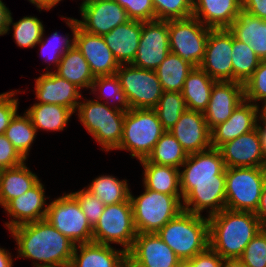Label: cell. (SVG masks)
I'll return each instance as SVG.
<instances>
[{
    "mask_svg": "<svg viewBox=\"0 0 266 267\" xmlns=\"http://www.w3.org/2000/svg\"><path fill=\"white\" fill-rule=\"evenodd\" d=\"M122 267H145L136 260H134L128 253L125 254Z\"/></svg>",
    "mask_w": 266,
    "mask_h": 267,
    "instance_id": "cell-57",
    "label": "cell"
},
{
    "mask_svg": "<svg viewBox=\"0 0 266 267\" xmlns=\"http://www.w3.org/2000/svg\"><path fill=\"white\" fill-rule=\"evenodd\" d=\"M91 92L92 94H95L94 96L97 94V98L95 99L96 101L102 102L103 100V103H110V106L116 107L125 112L130 110L125 93L120 86V82L116 74L95 77L91 87ZM110 99L112 101L109 102Z\"/></svg>",
    "mask_w": 266,
    "mask_h": 267,
    "instance_id": "cell-39",
    "label": "cell"
},
{
    "mask_svg": "<svg viewBox=\"0 0 266 267\" xmlns=\"http://www.w3.org/2000/svg\"><path fill=\"white\" fill-rule=\"evenodd\" d=\"M215 82L200 67L193 68L187 75L182 90L187 108L204 113L208 107L212 86Z\"/></svg>",
    "mask_w": 266,
    "mask_h": 267,
    "instance_id": "cell-31",
    "label": "cell"
},
{
    "mask_svg": "<svg viewBox=\"0 0 266 267\" xmlns=\"http://www.w3.org/2000/svg\"><path fill=\"white\" fill-rule=\"evenodd\" d=\"M168 20L142 21L136 56L131 65L155 70L170 53Z\"/></svg>",
    "mask_w": 266,
    "mask_h": 267,
    "instance_id": "cell-13",
    "label": "cell"
},
{
    "mask_svg": "<svg viewBox=\"0 0 266 267\" xmlns=\"http://www.w3.org/2000/svg\"><path fill=\"white\" fill-rule=\"evenodd\" d=\"M52 267H73L71 263L65 264V265H59V266H52Z\"/></svg>",
    "mask_w": 266,
    "mask_h": 267,
    "instance_id": "cell-61",
    "label": "cell"
},
{
    "mask_svg": "<svg viewBox=\"0 0 266 267\" xmlns=\"http://www.w3.org/2000/svg\"><path fill=\"white\" fill-rule=\"evenodd\" d=\"M127 253L145 267H178L182 262L157 233H138Z\"/></svg>",
    "mask_w": 266,
    "mask_h": 267,
    "instance_id": "cell-23",
    "label": "cell"
},
{
    "mask_svg": "<svg viewBox=\"0 0 266 267\" xmlns=\"http://www.w3.org/2000/svg\"><path fill=\"white\" fill-rule=\"evenodd\" d=\"M257 120L258 106L244 100L233 110L228 120L211 129V147L219 148L222 144L254 130Z\"/></svg>",
    "mask_w": 266,
    "mask_h": 267,
    "instance_id": "cell-24",
    "label": "cell"
},
{
    "mask_svg": "<svg viewBox=\"0 0 266 267\" xmlns=\"http://www.w3.org/2000/svg\"><path fill=\"white\" fill-rule=\"evenodd\" d=\"M70 194L77 200L88 222L94 227L103 213L105 204L86 187Z\"/></svg>",
    "mask_w": 266,
    "mask_h": 267,
    "instance_id": "cell-46",
    "label": "cell"
},
{
    "mask_svg": "<svg viewBox=\"0 0 266 267\" xmlns=\"http://www.w3.org/2000/svg\"><path fill=\"white\" fill-rule=\"evenodd\" d=\"M210 30L194 17L168 20L170 52L180 56L193 68L199 67Z\"/></svg>",
    "mask_w": 266,
    "mask_h": 267,
    "instance_id": "cell-11",
    "label": "cell"
},
{
    "mask_svg": "<svg viewBox=\"0 0 266 267\" xmlns=\"http://www.w3.org/2000/svg\"><path fill=\"white\" fill-rule=\"evenodd\" d=\"M242 11V0H193V17L211 29H228Z\"/></svg>",
    "mask_w": 266,
    "mask_h": 267,
    "instance_id": "cell-25",
    "label": "cell"
},
{
    "mask_svg": "<svg viewBox=\"0 0 266 267\" xmlns=\"http://www.w3.org/2000/svg\"><path fill=\"white\" fill-rule=\"evenodd\" d=\"M164 133L154 109H130L125 113L121 143L116 150H126L131 158L144 160Z\"/></svg>",
    "mask_w": 266,
    "mask_h": 267,
    "instance_id": "cell-5",
    "label": "cell"
},
{
    "mask_svg": "<svg viewBox=\"0 0 266 267\" xmlns=\"http://www.w3.org/2000/svg\"><path fill=\"white\" fill-rule=\"evenodd\" d=\"M130 109H154L163 90L155 70L121 64L116 71Z\"/></svg>",
    "mask_w": 266,
    "mask_h": 267,
    "instance_id": "cell-10",
    "label": "cell"
},
{
    "mask_svg": "<svg viewBox=\"0 0 266 267\" xmlns=\"http://www.w3.org/2000/svg\"><path fill=\"white\" fill-rule=\"evenodd\" d=\"M259 57L247 43L237 40L233 35L232 66L233 81L245 83L260 63Z\"/></svg>",
    "mask_w": 266,
    "mask_h": 267,
    "instance_id": "cell-40",
    "label": "cell"
},
{
    "mask_svg": "<svg viewBox=\"0 0 266 267\" xmlns=\"http://www.w3.org/2000/svg\"><path fill=\"white\" fill-rule=\"evenodd\" d=\"M61 1L62 0H28V2L32 3L35 7H37L39 12L42 10H51Z\"/></svg>",
    "mask_w": 266,
    "mask_h": 267,
    "instance_id": "cell-54",
    "label": "cell"
},
{
    "mask_svg": "<svg viewBox=\"0 0 266 267\" xmlns=\"http://www.w3.org/2000/svg\"><path fill=\"white\" fill-rule=\"evenodd\" d=\"M45 219L75 245L92 242L93 227L70 193L64 192L48 204Z\"/></svg>",
    "mask_w": 266,
    "mask_h": 267,
    "instance_id": "cell-9",
    "label": "cell"
},
{
    "mask_svg": "<svg viewBox=\"0 0 266 267\" xmlns=\"http://www.w3.org/2000/svg\"><path fill=\"white\" fill-rule=\"evenodd\" d=\"M6 248L0 247V267H13V255Z\"/></svg>",
    "mask_w": 266,
    "mask_h": 267,
    "instance_id": "cell-55",
    "label": "cell"
},
{
    "mask_svg": "<svg viewBox=\"0 0 266 267\" xmlns=\"http://www.w3.org/2000/svg\"><path fill=\"white\" fill-rule=\"evenodd\" d=\"M225 169L220 150L211 147L208 150L188 155L179 169L180 183L225 181Z\"/></svg>",
    "mask_w": 266,
    "mask_h": 267,
    "instance_id": "cell-17",
    "label": "cell"
},
{
    "mask_svg": "<svg viewBox=\"0 0 266 267\" xmlns=\"http://www.w3.org/2000/svg\"><path fill=\"white\" fill-rule=\"evenodd\" d=\"M17 257L33 262L34 267H52L71 263L75 244L46 219L10 229Z\"/></svg>",
    "mask_w": 266,
    "mask_h": 267,
    "instance_id": "cell-1",
    "label": "cell"
},
{
    "mask_svg": "<svg viewBox=\"0 0 266 267\" xmlns=\"http://www.w3.org/2000/svg\"><path fill=\"white\" fill-rule=\"evenodd\" d=\"M137 234L129 198L125 202L105 205L101 217L93 227L92 242L106 245L118 244L127 253Z\"/></svg>",
    "mask_w": 266,
    "mask_h": 267,
    "instance_id": "cell-8",
    "label": "cell"
},
{
    "mask_svg": "<svg viewBox=\"0 0 266 267\" xmlns=\"http://www.w3.org/2000/svg\"><path fill=\"white\" fill-rule=\"evenodd\" d=\"M143 172V187L169 195H182L179 169L155 163H140Z\"/></svg>",
    "mask_w": 266,
    "mask_h": 267,
    "instance_id": "cell-32",
    "label": "cell"
},
{
    "mask_svg": "<svg viewBox=\"0 0 266 267\" xmlns=\"http://www.w3.org/2000/svg\"><path fill=\"white\" fill-rule=\"evenodd\" d=\"M225 167H266V154L257 128L219 148Z\"/></svg>",
    "mask_w": 266,
    "mask_h": 267,
    "instance_id": "cell-16",
    "label": "cell"
},
{
    "mask_svg": "<svg viewBox=\"0 0 266 267\" xmlns=\"http://www.w3.org/2000/svg\"><path fill=\"white\" fill-rule=\"evenodd\" d=\"M183 210L208 217L225 209V181L206 183H180Z\"/></svg>",
    "mask_w": 266,
    "mask_h": 267,
    "instance_id": "cell-15",
    "label": "cell"
},
{
    "mask_svg": "<svg viewBox=\"0 0 266 267\" xmlns=\"http://www.w3.org/2000/svg\"><path fill=\"white\" fill-rule=\"evenodd\" d=\"M142 31V21L129 20L103 35L106 45L121 64H131L136 56Z\"/></svg>",
    "mask_w": 266,
    "mask_h": 267,
    "instance_id": "cell-26",
    "label": "cell"
},
{
    "mask_svg": "<svg viewBox=\"0 0 266 267\" xmlns=\"http://www.w3.org/2000/svg\"><path fill=\"white\" fill-rule=\"evenodd\" d=\"M228 30L251 47L260 60H266V20L241 11Z\"/></svg>",
    "mask_w": 266,
    "mask_h": 267,
    "instance_id": "cell-28",
    "label": "cell"
},
{
    "mask_svg": "<svg viewBox=\"0 0 266 267\" xmlns=\"http://www.w3.org/2000/svg\"><path fill=\"white\" fill-rule=\"evenodd\" d=\"M27 163L13 168L2 169L0 173V206L4 208L12 199L34 187L39 177L33 173Z\"/></svg>",
    "mask_w": 266,
    "mask_h": 267,
    "instance_id": "cell-29",
    "label": "cell"
},
{
    "mask_svg": "<svg viewBox=\"0 0 266 267\" xmlns=\"http://www.w3.org/2000/svg\"><path fill=\"white\" fill-rule=\"evenodd\" d=\"M126 179L119 180L116 176L101 175L93 179L86 187L105 205L118 204L130 198V186Z\"/></svg>",
    "mask_w": 266,
    "mask_h": 267,
    "instance_id": "cell-37",
    "label": "cell"
},
{
    "mask_svg": "<svg viewBox=\"0 0 266 267\" xmlns=\"http://www.w3.org/2000/svg\"><path fill=\"white\" fill-rule=\"evenodd\" d=\"M209 247L223 259L240 258L247 244L264 227L253 212L223 209L208 217Z\"/></svg>",
    "mask_w": 266,
    "mask_h": 267,
    "instance_id": "cell-2",
    "label": "cell"
},
{
    "mask_svg": "<svg viewBox=\"0 0 266 267\" xmlns=\"http://www.w3.org/2000/svg\"><path fill=\"white\" fill-rule=\"evenodd\" d=\"M169 132L188 155L211 148V130L203 112L187 109Z\"/></svg>",
    "mask_w": 266,
    "mask_h": 267,
    "instance_id": "cell-21",
    "label": "cell"
},
{
    "mask_svg": "<svg viewBox=\"0 0 266 267\" xmlns=\"http://www.w3.org/2000/svg\"><path fill=\"white\" fill-rule=\"evenodd\" d=\"M135 228L138 233H157L167 222L183 211L182 195H169L144 187L139 196L132 195Z\"/></svg>",
    "mask_w": 266,
    "mask_h": 267,
    "instance_id": "cell-6",
    "label": "cell"
},
{
    "mask_svg": "<svg viewBox=\"0 0 266 267\" xmlns=\"http://www.w3.org/2000/svg\"><path fill=\"white\" fill-rule=\"evenodd\" d=\"M258 119L261 123H266V100L262 103V106H258Z\"/></svg>",
    "mask_w": 266,
    "mask_h": 267,
    "instance_id": "cell-59",
    "label": "cell"
},
{
    "mask_svg": "<svg viewBox=\"0 0 266 267\" xmlns=\"http://www.w3.org/2000/svg\"><path fill=\"white\" fill-rule=\"evenodd\" d=\"M187 109L182 92L169 91H163L154 108L165 131H170Z\"/></svg>",
    "mask_w": 266,
    "mask_h": 267,
    "instance_id": "cell-42",
    "label": "cell"
},
{
    "mask_svg": "<svg viewBox=\"0 0 266 267\" xmlns=\"http://www.w3.org/2000/svg\"><path fill=\"white\" fill-rule=\"evenodd\" d=\"M26 161L10 140L4 134L0 135V168H13Z\"/></svg>",
    "mask_w": 266,
    "mask_h": 267,
    "instance_id": "cell-49",
    "label": "cell"
},
{
    "mask_svg": "<svg viewBox=\"0 0 266 267\" xmlns=\"http://www.w3.org/2000/svg\"><path fill=\"white\" fill-rule=\"evenodd\" d=\"M246 267H266V228L265 226L247 244L239 258Z\"/></svg>",
    "mask_w": 266,
    "mask_h": 267,
    "instance_id": "cell-45",
    "label": "cell"
},
{
    "mask_svg": "<svg viewBox=\"0 0 266 267\" xmlns=\"http://www.w3.org/2000/svg\"><path fill=\"white\" fill-rule=\"evenodd\" d=\"M75 46L88 62L94 77L115 75L120 67L103 36L89 34L78 27Z\"/></svg>",
    "mask_w": 266,
    "mask_h": 267,
    "instance_id": "cell-22",
    "label": "cell"
},
{
    "mask_svg": "<svg viewBox=\"0 0 266 267\" xmlns=\"http://www.w3.org/2000/svg\"><path fill=\"white\" fill-rule=\"evenodd\" d=\"M157 234L182 261H187L209 247L208 216L183 210Z\"/></svg>",
    "mask_w": 266,
    "mask_h": 267,
    "instance_id": "cell-3",
    "label": "cell"
},
{
    "mask_svg": "<svg viewBox=\"0 0 266 267\" xmlns=\"http://www.w3.org/2000/svg\"><path fill=\"white\" fill-rule=\"evenodd\" d=\"M10 17L11 11L6 7V4L0 0V36L7 34Z\"/></svg>",
    "mask_w": 266,
    "mask_h": 267,
    "instance_id": "cell-52",
    "label": "cell"
},
{
    "mask_svg": "<svg viewBox=\"0 0 266 267\" xmlns=\"http://www.w3.org/2000/svg\"><path fill=\"white\" fill-rule=\"evenodd\" d=\"M233 34L228 29H211L199 67L215 81H233Z\"/></svg>",
    "mask_w": 266,
    "mask_h": 267,
    "instance_id": "cell-14",
    "label": "cell"
},
{
    "mask_svg": "<svg viewBox=\"0 0 266 267\" xmlns=\"http://www.w3.org/2000/svg\"><path fill=\"white\" fill-rule=\"evenodd\" d=\"M61 18L65 21L66 25L71 29L72 31V38H70L69 33L64 35H60L57 31H55L53 34L50 35V37H45V29L43 32V36L38 43L40 45V52L41 54L39 56H43V59L45 58L44 62L47 63V66L45 68V73L50 72L51 65H55L54 68L56 69L62 55L70 48H72L75 45V35L78 28V22L77 19L74 17H64L61 16ZM47 70V71H46Z\"/></svg>",
    "mask_w": 266,
    "mask_h": 267,
    "instance_id": "cell-34",
    "label": "cell"
},
{
    "mask_svg": "<svg viewBox=\"0 0 266 267\" xmlns=\"http://www.w3.org/2000/svg\"><path fill=\"white\" fill-rule=\"evenodd\" d=\"M78 27L93 35L103 36L129 20L127 11L115 0H83Z\"/></svg>",
    "mask_w": 266,
    "mask_h": 267,
    "instance_id": "cell-12",
    "label": "cell"
},
{
    "mask_svg": "<svg viewBox=\"0 0 266 267\" xmlns=\"http://www.w3.org/2000/svg\"><path fill=\"white\" fill-rule=\"evenodd\" d=\"M125 254L122 248L116 250L111 245L95 242L77 244L71 264L73 267H122Z\"/></svg>",
    "mask_w": 266,
    "mask_h": 267,
    "instance_id": "cell-27",
    "label": "cell"
},
{
    "mask_svg": "<svg viewBox=\"0 0 266 267\" xmlns=\"http://www.w3.org/2000/svg\"><path fill=\"white\" fill-rule=\"evenodd\" d=\"M53 72L82 90L85 88L91 90L95 79L88 62L75 45L62 55L56 70Z\"/></svg>",
    "mask_w": 266,
    "mask_h": 267,
    "instance_id": "cell-30",
    "label": "cell"
},
{
    "mask_svg": "<svg viewBox=\"0 0 266 267\" xmlns=\"http://www.w3.org/2000/svg\"><path fill=\"white\" fill-rule=\"evenodd\" d=\"M75 113L102 151L108 153L119 147L125 111L95 99H84L79 102Z\"/></svg>",
    "mask_w": 266,
    "mask_h": 267,
    "instance_id": "cell-4",
    "label": "cell"
},
{
    "mask_svg": "<svg viewBox=\"0 0 266 267\" xmlns=\"http://www.w3.org/2000/svg\"><path fill=\"white\" fill-rule=\"evenodd\" d=\"M244 100L243 83L238 81H216L212 86L208 107L204 111L208 128L211 130L217 124L228 120L233 110Z\"/></svg>",
    "mask_w": 266,
    "mask_h": 267,
    "instance_id": "cell-20",
    "label": "cell"
},
{
    "mask_svg": "<svg viewBox=\"0 0 266 267\" xmlns=\"http://www.w3.org/2000/svg\"><path fill=\"white\" fill-rule=\"evenodd\" d=\"M242 10L252 16L266 20V0H242Z\"/></svg>",
    "mask_w": 266,
    "mask_h": 267,
    "instance_id": "cell-51",
    "label": "cell"
},
{
    "mask_svg": "<svg viewBox=\"0 0 266 267\" xmlns=\"http://www.w3.org/2000/svg\"><path fill=\"white\" fill-rule=\"evenodd\" d=\"M223 258L210 247L186 262L191 267H222Z\"/></svg>",
    "mask_w": 266,
    "mask_h": 267,
    "instance_id": "cell-50",
    "label": "cell"
},
{
    "mask_svg": "<svg viewBox=\"0 0 266 267\" xmlns=\"http://www.w3.org/2000/svg\"><path fill=\"white\" fill-rule=\"evenodd\" d=\"M128 14L131 20H155V11L152 0H115Z\"/></svg>",
    "mask_w": 266,
    "mask_h": 267,
    "instance_id": "cell-47",
    "label": "cell"
},
{
    "mask_svg": "<svg viewBox=\"0 0 266 267\" xmlns=\"http://www.w3.org/2000/svg\"><path fill=\"white\" fill-rule=\"evenodd\" d=\"M262 224L265 226L266 225V183L263 187L261 197H260V202L257 208V211L255 213Z\"/></svg>",
    "mask_w": 266,
    "mask_h": 267,
    "instance_id": "cell-53",
    "label": "cell"
},
{
    "mask_svg": "<svg viewBox=\"0 0 266 267\" xmlns=\"http://www.w3.org/2000/svg\"><path fill=\"white\" fill-rule=\"evenodd\" d=\"M45 196L44 184L41 180L30 190L17 198L12 199L5 207L4 211L9 221L5 222V227L13 229L17 226L43 220L46 217L48 204Z\"/></svg>",
    "mask_w": 266,
    "mask_h": 267,
    "instance_id": "cell-18",
    "label": "cell"
},
{
    "mask_svg": "<svg viewBox=\"0 0 266 267\" xmlns=\"http://www.w3.org/2000/svg\"><path fill=\"white\" fill-rule=\"evenodd\" d=\"M256 128L259 131L262 145H263V148H264V151L266 154V123H262V125H261V121L258 119L257 124H256Z\"/></svg>",
    "mask_w": 266,
    "mask_h": 267,
    "instance_id": "cell-56",
    "label": "cell"
},
{
    "mask_svg": "<svg viewBox=\"0 0 266 267\" xmlns=\"http://www.w3.org/2000/svg\"><path fill=\"white\" fill-rule=\"evenodd\" d=\"M36 103L58 104L76 112L80 99H84L82 90L53 71L41 74L35 79Z\"/></svg>",
    "mask_w": 266,
    "mask_h": 267,
    "instance_id": "cell-19",
    "label": "cell"
},
{
    "mask_svg": "<svg viewBox=\"0 0 266 267\" xmlns=\"http://www.w3.org/2000/svg\"><path fill=\"white\" fill-rule=\"evenodd\" d=\"M222 267H246L239 258L224 259Z\"/></svg>",
    "mask_w": 266,
    "mask_h": 267,
    "instance_id": "cell-58",
    "label": "cell"
},
{
    "mask_svg": "<svg viewBox=\"0 0 266 267\" xmlns=\"http://www.w3.org/2000/svg\"><path fill=\"white\" fill-rule=\"evenodd\" d=\"M265 183L266 167L226 168L225 208L256 213Z\"/></svg>",
    "mask_w": 266,
    "mask_h": 267,
    "instance_id": "cell-7",
    "label": "cell"
},
{
    "mask_svg": "<svg viewBox=\"0 0 266 267\" xmlns=\"http://www.w3.org/2000/svg\"><path fill=\"white\" fill-rule=\"evenodd\" d=\"M37 130L63 131L74 114L69 108L58 104L35 103L25 111Z\"/></svg>",
    "mask_w": 266,
    "mask_h": 267,
    "instance_id": "cell-33",
    "label": "cell"
},
{
    "mask_svg": "<svg viewBox=\"0 0 266 267\" xmlns=\"http://www.w3.org/2000/svg\"><path fill=\"white\" fill-rule=\"evenodd\" d=\"M187 157L188 154L179 141L169 131H165L148 157L140 163H155L180 169Z\"/></svg>",
    "mask_w": 266,
    "mask_h": 267,
    "instance_id": "cell-36",
    "label": "cell"
},
{
    "mask_svg": "<svg viewBox=\"0 0 266 267\" xmlns=\"http://www.w3.org/2000/svg\"><path fill=\"white\" fill-rule=\"evenodd\" d=\"M155 19L177 20L193 17V0H152Z\"/></svg>",
    "mask_w": 266,
    "mask_h": 267,
    "instance_id": "cell-43",
    "label": "cell"
},
{
    "mask_svg": "<svg viewBox=\"0 0 266 267\" xmlns=\"http://www.w3.org/2000/svg\"><path fill=\"white\" fill-rule=\"evenodd\" d=\"M192 69L180 56L170 52L155 72L163 91L182 92L185 79Z\"/></svg>",
    "mask_w": 266,
    "mask_h": 267,
    "instance_id": "cell-35",
    "label": "cell"
},
{
    "mask_svg": "<svg viewBox=\"0 0 266 267\" xmlns=\"http://www.w3.org/2000/svg\"><path fill=\"white\" fill-rule=\"evenodd\" d=\"M11 25L14 30V41L17 46L21 48H34L43 36V22L35 16H24L19 21L13 23V17L11 14L7 34L11 30Z\"/></svg>",
    "mask_w": 266,
    "mask_h": 267,
    "instance_id": "cell-41",
    "label": "cell"
},
{
    "mask_svg": "<svg viewBox=\"0 0 266 267\" xmlns=\"http://www.w3.org/2000/svg\"><path fill=\"white\" fill-rule=\"evenodd\" d=\"M4 135L10 140L18 152L28 160L32 144L37 136V130L33 126L29 115L17 112L5 130Z\"/></svg>",
    "mask_w": 266,
    "mask_h": 267,
    "instance_id": "cell-38",
    "label": "cell"
},
{
    "mask_svg": "<svg viewBox=\"0 0 266 267\" xmlns=\"http://www.w3.org/2000/svg\"><path fill=\"white\" fill-rule=\"evenodd\" d=\"M243 86L245 100L257 106L260 105L259 103H263L266 100V60L260 61L253 75Z\"/></svg>",
    "mask_w": 266,
    "mask_h": 267,
    "instance_id": "cell-44",
    "label": "cell"
},
{
    "mask_svg": "<svg viewBox=\"0 0 266 267\" xmlns=\"http://www.w3.org/2000/svg\"><path fill=\"white\" fill-rule=\"evenodd\" d=\"M18 90H12L0 94V135L5 133L6 128L18 111L19 99L15 97Z\"/></svg>",
    "mask_w": 266,
    "mask_h": 267,
    "instance_id": "cell-48",
    "label": "cell"
},
{
    "mask_svg": "<svg viewBox=\"0 0 266 267\" xmlns=\"http://www.w3.org/2000/svg\"><path fill=\"white\" fill-rule=\"evenodd\" d=\"M178 267H191L186 261H182Z\"/></svg>",
    "mask_w": 266,
    "mask_h": 267,
    "instance_id": "cell-60",
    "label": "cell"
}]
</instances>
